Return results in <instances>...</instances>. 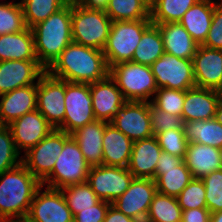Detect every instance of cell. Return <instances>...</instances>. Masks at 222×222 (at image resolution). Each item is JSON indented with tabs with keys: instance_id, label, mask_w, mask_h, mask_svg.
<instances>
[{
	"instance_id": "ab89813d",
	"label": "cell",
	"mask_w": 222,
	"mask_h": 222,
	"mask_svg": "<svg viewBox=\"0 0 222 222\" xmlns=\"http://www.w3.org/2000/svg\"><path fill=\"white\" fill-rule=\"evenodd\" d=\"M179 206L183 210L207 208L206 190L201 179H194L176 197Z\"/></svg>"
},
{
	"instance_id": "60d3db41",
	"label": "cell",
	"mask_w": 222,
	"mask_h": 222,
	"mask_svg": "<svg viewBox=\"0 0 222 222\" xmlns=\"http://www.w3.org/2000/svg\"><path fill=\"white\" fill-rule=\"evenodd\" d=\"M162 151L178 157H185L188 140L185 138L184 129H169L155 135Z\"/></svg>"
},
{
	"instance_id": "6da1fadb",
	"label": "cell",
	"mask_w": 222,
	"mask_h": 222,
	"mask_svg": "<svg viewBox=\"0 0 222 222\" xmlns=\"http://www.w3.org/2000/svg\"><path fill=\"white\" fill-rule=\"evenodd\" d=\"M50 75L68 82L91 84L109 75L103 50L70 43L46 70Z\"/></svg>"
},
{
	"instance_id": "277c9868",
	"label": "cell",
	"mask_w": 222,
	"mask_h": 222,
	"mask_svg": "<svg viewBox=\"0 0 222 222\" xmlns=\"http://www.w3.org/2000/svg\"><path fill=\"white\" fill-rule=\"evenodd\" d=\"M112 21L102 9L71 4V30L74 43L103 50Z\"/></svg>"
},
{
	"instance_id": "44dd1931",
	"label": "cell",
	"mask_w": 222,
	"mask_h": 222,
	"mask_svg": "<svg viewBox=\"0 0 222 222\" xmlns=\"http://www.w3.org/2000/svg\"><path fill=\"white\" fill-rule=\"evenodd\" d=\"M220 103L217 90L194 86L185 91L184 122L213 119Z\"/></svg>"
},
{
	"instance_id": "d6a6232c",
	"label": "cell",
	"mask_w": 222,
	"mask_h": 222,
	"mask_svg": "<svg viewBox=\"0 0 222 222\" xmlns=\"http://www.w3.org/2000/svg\"><path fill=\"white\" fill-rule=\"evenodd\" d=\"M105 13L111 21L150 19V4L146 0H109Z\"/></svg>"
},
{
	"instance_id": "7bdbcfd3",
	"label": "cell",
	"mask_w": 222,
	"mask_h": 222,
	"mask_svg": "<svg viewBox=\"0 0 222 222\" xmlns=\"http://www.w3.org/2000/svg\"><path fill=\"white\" fill-rule=\"evenodd\" d=\"M149 115L153 136L169 129H183L184 121L182 116L173 115L156 108L149 102Z\"/></svg>"
},
{
	"instance_id": "d590c367",
	"label": "cell",
	"mask_w": 222,
	"mask_h": 222,
	"mask_svg": "<svg viewBox=\"0 0 222 222\" xmlns=\"http://www.w3.org/2000/svg\"><path fill=\"white\" fill-rule=\"evenodd\" d=\"M60 190L68 208L74 216L80 212L81 209L91 208L100 201L87 182L72 184Z\"/></svg>"
},
{
	"instance_id": "bcb514c9",
	"label": "cell",
	"mask_w": 222,
	"mask_h": 222,
	"mask_svg": "<svg viewBox=\"0 0 222 222\" xmlns=\"http://www.w3.org/2000/svg\"><path fill=\"white\" fill-rule=\"evenodd\" d=\"M181 222H211V213L207 208L183 210Z\"/></svg>"
},
{
	"instance_id": "f1b7e54d",
	"label": "cell",
	"mask_w": 222,
	"mask_h": 222,
	"mask_svg": "<svg viewBox=\"0 0 222 222\" xmlns=\"http://www.w3.org/2000/svg\"><path fill=\"white\" fill-rule=\"evenodd\" d=\"M183 129L188 142L222 147V124L215 118L184 122Z\"/></svg>"
},
{
	"instance_id": "ac0fdd59",
	"label": "cell",
	"mask_w": 222,
	"mask_h": 222,
	"mask_svg": "<svg viewBox=\"0 0 222 222\" xmlns=\"http://www.w3.org/2000/svg\"><path fill=\"white\" fill-rule=\"evenodd\" d=\"M46 70L38 61H0V95L37 81ZM35 80L36 83H35Z\"/></svg>"
},
{
	"instance_id": "8fae6325",
	"label": "cell",
	"mask_w": 222,
	"mask_h": 222,
	"mask_svg": "<svg viewBox=\"0 0 222 222\" xmlns=\"http://www.w3.org/2000/svg\"><path fill=\"white\" fill-rule=\"evenodd\" d=\"M158 88L186 91L195 85L193 60L164 53L150 66Z\"/></svg>"
},
{
	"instance_id": "1f68e13d",
	"label": "cell",
	"mask_w": 222,
	"mask_h": 222,
	"mask_svg": "<svg viewBox=\"0 0 222 222\" xmlns=\"http://www.w3.org/2000/svg\"><path fill=\"white\" fill-rule=\"evenodd\" d=\"M199 0H153L150 20L153 24L179 22L184 13Z\"/></svg>"
},
{
	"instance_id": "11a10c76",
	"label": "cell",
	"mask_w": 222,
	"mask_h": 222,
	"mask_svg": "<svg viewBox=\"0 0 222 222\" xmlns=\"http://www.w3.org/2000/svg\"><path fill=\"white\" fill-rule=\"evenodd\" d=\"M217 91H218L219 99L220 101H222V85Z\"/></svg>"
},
{
	"instance_id": "7a4b0ae2",
	"label": "cell",
	"mask_w": 222,
	"mask_h": 222,
	"mask_svg": "<svg viewBox=\"0 0 222 222\" xmlns=\"http://www.w3.org/2000/svg\"><path fill=\"white\" fill-rule=\"evenodd\" d=\"M42 186L21 163L0 175V220H25L31 202Z\"/></svg>"
},
{
	"instance_id": "816d5d0a",
	"label": "cell",
	"mask_w": 222,
	"mask_h": 222,
	"mask_svg": "<svg viewBox=\"0 0 222 222\" xmlns=\"http://www.w3.org/2000/svg\"><path fill=\"white\" fill-rule=\"evenodd\" d=\"M211 222H222V211L211 213Z\"/></svg>"
},
{
	"instance_id": "5b68a950",
	"label": "cell",
	"mask_w": 222,
	"mask_h": 222,
	"mask_svg": "<svg viewBox=\"0 0 222 222\" xmlns=\"http://www.w3.org/2000/svg\"><path fill=\"white\" fill-rule=\"evenodd\" d=\"M90 166L87 164L78 143L64 132V147L54 164L51 174L42 185L62 189L72 184L87 182Z\"/></svg>"
},
{
	"instance_id": "e575fe53",
	"label": "cell",
	"mask_w": 222,
	"mask_h": 222,
	"mask_svg": "<svg viewBox=\"0 0 222 222\" xmlns=\"http://www.w3.org/2000/svg\"><path fill=\"white\" fill-rule=\"evenodd\" d=\"M24 20L28 28L46 20L66 5L64 0H21Z\"/></svg>"
},
{
	"instance_id": "f6af8a7d",
	"label": "cell",
	"mask_w": 222,
	"mask_h": 222,
	"mask_svg": "<svg viewBox=\"0 0 222 222\" xmlns=\"http://www.w3.org/2000/svg\"><path fill=\"white\" fill-rule=\"evenodd\" d=\"M110 204L109 202L100 200L91 208L81 209L74 216V222H104Z\"/></svg>"
},
{
	"instance_id": "db71d44e",
	"label": "cell",
	"mask_w": 222,
	"mask_h": 222,
	"mask_svg": "<svg viewBox=\"0 0 222 222\" xmlns=\"http://www.w3.org/2000/svg\"><path fill=\"white\" fill-rule=\"evenodd\" d=\"M219 160H220L221 169H222V147L219 148Z\"/></svg>"
},
{
	"instance_id": "836d02e7",
	"label": "cell",
	"mask_w": 222,
	"mask_h": 222,
	"mask_svg": "<svg viewBox=\"0 0 222 222\" xmlns=\"http://www.w3.org/2000/svg\"><path fill=\"white\" fill-rule=\"evenodd\" d=\"M182 209L177 198L157 192L150 204L145 221L181 222Z\"/></svg>"
},
{
	"instance_id": "4fadbf2b",
	"label": "cell",
	"mask_w": 222,
	"mask_h": 222,
	"mask_svg": "<svg viewBox=\"0 0 222 222\" xmlns=\"http://www.w3.org/2000/svg\"><path fill=\"white\" fill-rule=\"evenodd\" d=\"M42 185L36 192L25 222H74V215L68 208L60 189Z\"/></svg>"
},
{
	"instance_id": "83f0119b",
	"label": "cell",
	"mask_w": 222,
	"mask_h": 222,
	"mask_svg": "<svg viewBox=\"0 0 222 222\" xmlns=\"http://www.w3.org/2000/svg\"><path fill=\"white\" fill-rule=\"evenodd\" d=\"M8 60L38 61L31 28L27 27L19 33L0 35V61Z\"/></svg>"
},
{
	"instance_id": "f546056e",
	"label": "cell",
	"mask_w": 222,
	"mask_h": 222,
	"mask_svg": "<svg viewBox=\"0 0 222 222\" xmlns=\"http://www.w3.org/2000/svg\"><path fill=\"white\" fill-rule=\"evenodd\" d=\"M191 180V171L184 162L174 168L155 169L157 192L164 195L177 197Z\"/></svg>"
},
{
	"instance_id": "ba28073f",
	"label": "cell",
	"mask_w": 222,
	"mask_h": 222,
	"mask_svg": "<svg viewBox=\"0 0 222 222\" xmlns=\"http://www.w3.org/2000/svg\"><path fill=\"white\" fill-rule=\"evenodd\" d=\"M65 116L59 130L71 134L95 119L90 84L65 80Z\"/></svg>"
},
{
	"instance_id": "603a6c76",
	"label": "cell",
	"mask_w": 222,
	"mask_h": 222,
	"mask_svg": "<svg viewBox=\"0 0 222 222\" xmlns=\"http://www.w3.org/2000/svg\"><path fill=\"white\" fill-rule=\"evenodd\" d=\"M107 122L94 120L75 130L70 135L78 143L90 167L103 164V136Z\"/></svg>"
},
{
	"instance_id": "b9f144b4",
	"label": "cell",
	"mask_w": 222,
	"mask_h": 222,
	"mask_svg": "<svg viewBox=\"0 0 222 222\" xmlns=\"http://www.w3.org/2000/svg\"><path fill=\"white\" fill-rule=\"evenodd\" d=\"M206 190V205L210 213L222 211V169L201 179Z\"/></svg>"
},
{
	"instance_id": "e0dca14e",
	"label": "cell",
	"mask_w": 222,
	"mask_h": 222,
	"mask_svg": "<svg viewBox=\"0 0 222 222\" xmlns=\"http://www.w3.org/2000/svg\"><path fill=\"white\" fill-rule=\"evenodd\" d=\"M90 92L95 119L107 123L112 121L115 114L127 102L110 75L91 83Z\"/></svg>"
},
{
	"instance_id": "4316f807",
	"label": "cell",
	"mask_w": 222,
	"mask_h": 222,
	"mask_svg": "<svg viewBox=\"0 0 222 222\" xmlns=\"http://www.w3.org/2000/svg\"><path fill=\"white\" fill-rule=\"evenodd\" d=\"M214 7V0H199L184 13L179 21L199 45H202L207 38Z\"/></svg>"
},
{
	"instance_id": "5bb4252c",
	"label": "cell",
	"mask_w": 222,
	"mask_h": 222,
	"mask_svg": "<svg viewBox=\"0 0 222 222\" xmlns=\"http://www.w3.org/2000/svg\"><path fill=\"white\" fill-rule=\"evenodd\" d=\"M110 123L133 142L153 136L149 101H127Z\"/></svg>"
},
{
	"instance_id": "d6986e66",
	"label": "cell",
	"mask_w": 222,
	"mask_h": 222,
	"mask_svg": "<svg viewBox=\"0 0 222 222\" xmlns=\"http://www.w3.org/2000/svg\"><path fill=\"white\" fill-rule=\"evenodd\" d=\"M193 69L197 87L218 90L222 85V50L199 45Z\"/></svg>"
},
{
	"instance_id": "7402d4cb",
	"label": "cell",
	"mask_w": 222,
	"mask_h": 222,
	"mask_svg": "<svg viewBox=\"0 0 222 222\" xmlns=\"http://www.w3.org/2000/svg\"><path fill=\"white\" fill-rule=\"evenodd\" d=\"M162 149L155 136L133 142L128 170L134 178L155 180L156 164Z\"/></svg>"
},
{
	"instance_id": "ee69618b",
	"label": "cell",
	"mask_w": 222,
	"mask_h": 222,
	"mask_svg": "<svg viewBox=\"0 0 222 222\" xmlns=\"http://www.w3.org/2000/svg\"><path fill=\"white\" fill-rule=\"evenodd\" d=\"M202 45L222 50V2L215 1L212 23L207 38Z\"/></svg>"
},
{
	"instance_id": "7dc6e473",
	"label": "cell",
	"mask_w": 222,
	"mask_h": 222,
	"mask_svg": "<svg viewBox=\"0 0 222 222\" xmlns=\"http://www.w3.org/2000/svg\"><path fill=\"white\" fill-rule=\"evenodd\" d=\"M183 162V157L174 156L165 151H162L156 164V169L174 168L181 165Z\"/></svg>"
},
{
	"instance_id": "7c38bea8",
	"label": "cell",
	"mask_w": 222,
	"mask_h": 222,
	"mask_svg": "<svg viewBox=\"0 0 222 222\" xmlns=\"http://www.w3.org/2000/svg\"><path fill=\"white\" fill-rule=\"evenodd\" d=\"M133 178L128 168L102 164L90 167L87 183L100 200L112 203L129 188Z\"/></svg>"
},
{
	"instance_id": "f5cc1de1",
	"label": "cell",
	"mask_w": 222,
	"mask_h": 222,
	"mask_svg": "<svg viewBox=\"0 0 222 222\" xmlns=\"http://www.w3.org/2000/svg\"><path fill=\"white\" fill-rule=\"evenodd\" d=\"M66 4H78L80 0H64Z\"/></svg>"
},
{
	"instance_id": "8992f818",
	"label": "cell",
	"mask_w": 222,
	"mask_h": 222,
	"mask_svg": "<svg viewBox=\"0 0 222 222\" xmlns=\"http://www.w3.org/2000/svg\"><path fill=\"white\" fill-rule=\"evenodd\" d=\"M152 24L150 19L112 21L103 49L108 67L132 61L143 32Z\"/></svg>"
},
{
	"instance_id": "74e56055",
	"label": "cell",
	"mask_w": 222,
	"mask_h": 222,
	"mask_svg": "<svg viewBox=\"0 0 222 222\" xmlns=\"http://www.w3.org/2000/svg\"><path fill=\"white\" fill-rule=\"evenodd\" d=\"M19 155L10 128L0 125V175L22 163Z\"/></svg>"
},
{
	"instance_id": "6f0895ef",
	"label": "cell",
	"mask_w": 222,
	"mask_h": 222,
	"mask_svg": "<svg viewBox=\"0 0 222 222\" xmlns=\"http://www.w3.org/2000/svg\"><path fill=\"white\" fill-rule=\"evenodd\" d=\"M149 4H151V2L153 1V0H146Z\"/></svg>"
},
{
	"instance_id": "681fc988",
	"label": "cell",
	"mask_w": 222,
	"mask_h": 222,
	"mask_svg": "<svg viewBox=\"0 0 222 222\" xmlns=\"http://www.w3.org/2000/svg\"><path fill=\"white\" fill-rule=\"evenodd\" d=\"M109 0H80L78 4L89 9L105 10L108 6Z\"/></svg>"
},
{
	"instance_id": "ffe728a7",
	"label": "cell",
	"mask_w": 222,
	"mask_h": 222,
	"mask_svg": "<svg viewBox=\"0 0 222 222\" xmlns=\"http://www.w3.org/2000/svg\"><path fill=\"white\" fill-rule=\"evenodd\" d=\"M0 125L8 126L24 114L37 109V84L0 95Z\"/></svg>"
},
{
	"instance_id": "3957f363",
	"label": "cell",
	"mask_w": 222,
	"mask_h": 222,
	"mask_svg": "<svg viewBox=\"0 0 222 222\" xmlns=\"http://www.w3.org/2000/svg\"><path fill=\"white\" fill-rule=\"evenodd\" d=\"M38 62L47 70L61 52L73 42L71 4H66L46 20L31 28Z\"/></svg>"
},
{
	"instance_id": "f35d334b",
	"label": "cell",
	"mask_w": 222,
	"mask_h": 222,
	"mask_svg": "<svg viewBox=\"0 0 222 222\" xmlns=\"http://www.w3.org/2000/svg\"><path fill=\"white\" fill-rule=\"evenodd\" d=\"M184 100L185 91L162 87L157 89L151 103L159 110L181 116Z\"/></svg>"
},
{
	"instance_id": "30bf717a",
	"label": "cell",
	"mask_w": 222,
	"mask_h": 222,
	"mask_svg": "<svg viewBox=\"0 0 222 222\" xmlns=\"http://www.w3.org/2000/svg\"><path fill=\"white\" fill-rule=\"evenodd\" d=\"M65 80L45 71L37 81V110L48 123L59 129L65 116Z\"/></svg>"
},
{
	"instance_id": "d4e9b609",
	"label": "cell",
	"mask_w": 222,
	"mask_h": 222,
	"mask_svg": "<svg viewBox=\"0 0 222 222\" xmlns=\"http://www.w3.org/2000/svg\"><path fill=\"white\" fill-rule=\"evenodd\" d=\"M156 25L162 36L164 52L178 58L193 60L199 44L179 22Z\"/></svg>"
},
{
	"instance_id": "cb8c5ba5",
	"label": "cell",
	"mask_w": 222,
	"mask_h": 222,
	"mask_svg": "<svg viewBox=\"0 0 222 222\" xmlns=\"http://www.w3.org/2000/svg\"><path fill=\"white\" fill-rule=\"evenodd\" d=\"M102 142L103 164L127 168L130 162L133 141L111 123H107Z\"/></svg>"
},
{
	"instance_id": "9a60e30c",
	"label": "cell",
	"mask_w": 222,
	"mask_h": 222,
	"mask_svg": "<svg viewBox=\"0 0 222 222\" xmlns=\"http://www.w3.org/2000/svg\"><path fill=\"white\" fill-rule=\"evenodd\" d=\"M156 193L155 180L133 178L129 188L111 204L126 216L145 221Z\"/></svg>"
},
{
	"instance_id": "8d00e7d4",
	"label": "cell",
	"mask_w": 222,
	"mask_h": 222,
	"mask_svg": "<svg viewBox=\"0 0 222 222\" xmlns=\"http://www.w3.org/2000/svg\"><path fill=\"white\" fill-rule=\"evenodd\" d=\"M26 28L20 2H2L0 4V35L19 33Z\"/></svg>"
},
{
	"instance_id": "f907efd6",
	"label": "cell",
	"mask_w": 222,
	"mask_h": 222,
	"mask_svg": "<svg viewBox=\"0 0 222 222\" xmlns=\"http://www.w3.org/2000/svg\"><path fill=\"white\" fill-rule=\"evenodd\" d=\"M214 118L220 123L222 124V101H220V103L218 104L216 113Z\"/></svg>"
},
{
	"instance_id": "9f6ffc18",
	"label": "cell",
	"mask_w": 222,
	"mask_h": 222,
	"mask_svg": "<svg viewBox=\"0 0 222 222\" xmlns=\"http://www.w3.org/2000/svg\"><path fill=\"white\" fill-rule=\"evenodd\" d=\"M0 222H25V221H23V220H9V221H7V220H0Z\"/></svg>"
},
{
	"instance_id": "2e32d148",
	"label": "cell",
	"mask_w": 222,
	"mask_h": 222,
	"mask_svg": "<svg viewBox=\"0 0 222 222\" xmlns=\"http://www.w3.org/2000/svg\"><path fill=\"white\" fill-rule=\"evenodd\" d=\"M8 127L19 153L21 149L26 153L54 129L37 109L24 114Z\"/></svg>"
},
{
	"instance_id": "9c48e42d",
	"label": "cell",
	"mask_w": 222,
	"mask_h": 222,
	"mask_svg": "<svg viewBox=\"0 0 222 222\" xmlns=\"http://www.w3.org/2000/svg\"><path fill=\"white\" fill-rule=\"evenodd\" d=\"M64 147V131L53 129L37 145L24 153L22 164L41 183L51 174Z\"/></svg>"
},
{
	"instance_id": "4dcf8cb0",
	"label": "cell",
	"mask_w": 222,
	"mask_h": 222,
	"mask_svg": "<svg viewBox=\"0 0 222 222\" xmlns=\"http://www.w3.org/2000/svg\"><path fill=\"white\" fill-rule=\"evenodd\" d=\"M164 53V45L159 27L152 23L143 32L131 62L151 66Z\"/></svg>"
},
{
	"instance_id": "c3c4849f",
	"label": "cell",
	"mask_w": 222,
	"mask_h": 222,
	"mask_svg": "<svg viewBox=\"0 0 222 222\" xmlns=\"http://www.w3.org/2000/svg\"><path fill=\"white\" fill-rule=\"evenodd\" d=\"M104 222H142L140 220L126 216L115 208L112 204L109 205V208L106 212Z\"/></svg>"
},
{
	"instance_id": "52a82bcc",
	"label": "cell",
	"mask_w": 222,
	"mask_h": 222,
	"mask_svg": "<svg viewBox=\"0 0 222 222\" xmlns=\"http://www.w3.org/2000/svg\"><path fill=\"white\" fill-rule=\"evenodd\" d=\"M109 75L115 81L127 101H147L155 95L158 87L151 67L134 62H122L109 68Z\"/></svg>"
},
{
	"instance_id": "484cf974",
	"label": "cell",
	"mask_w": 222,
	"mask_h": 222,
	"mask_svg": "<svg viewBox=\"0 0 222 222\" xmlns=\"http://www.w3.org/2000/svg\"><path fill=\"white\" fill-rule=\"evenodd\" d=\"M184 163L191 171L192 178L202 179L221 169L219 148L188 142Z\"/></svg>"
}]
</instances>
